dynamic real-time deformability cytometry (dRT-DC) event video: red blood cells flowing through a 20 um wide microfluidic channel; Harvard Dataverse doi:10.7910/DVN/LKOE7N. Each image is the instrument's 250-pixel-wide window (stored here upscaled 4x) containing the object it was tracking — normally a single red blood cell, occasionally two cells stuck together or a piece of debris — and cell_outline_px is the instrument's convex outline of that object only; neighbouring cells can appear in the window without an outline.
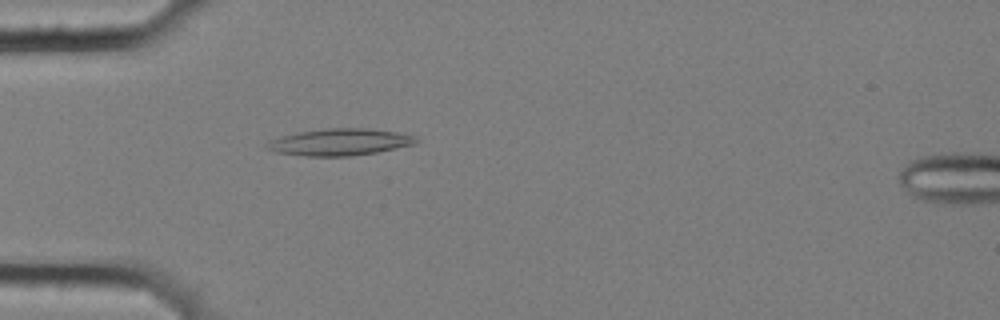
{"species": "common noctule bat (a hibernating species)", "species_latin": "Nyctalus noctula", "temperature_condition": "cold", "stored_images_in_passage": 5, "camera_frame_rate_fps": 3000, "um_per_image_px": 0.085, "animal": {"sex": "female", "body_mass_g": 25.1}, "frame": {"image": 1, "passage_image": 5, "time_ms": 1.333, "image_size_px": [1000, 320], "cell_outline_px": [[420, 140], [416, 144], [376, 152], [352, 156], [304, 156], [276, 152], [268, 148], [264, 144], [272, 140], [296, 132], [324, 128], [368, 128], [396, 132], [416, 136]], "centroid_in_image_um": [28.92, 12.07], "position_along_channel_um": 56.1, "area_um2": 23.29}}